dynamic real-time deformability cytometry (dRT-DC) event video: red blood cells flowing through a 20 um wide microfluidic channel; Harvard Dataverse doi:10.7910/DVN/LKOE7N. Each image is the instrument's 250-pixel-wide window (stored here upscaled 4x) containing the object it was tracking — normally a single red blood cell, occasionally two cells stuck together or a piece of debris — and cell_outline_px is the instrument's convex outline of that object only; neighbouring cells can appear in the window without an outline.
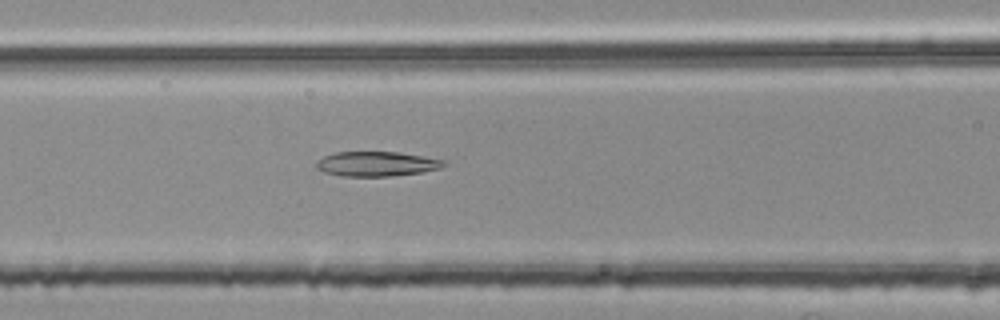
{"species": "common noctule bat (a hibernating species)", "species_latin": "Nyctalus noctula", "temperature_condition": "room temperature", "stored_images_in_passage": 38, "camera_frame_rate_fps": 3000, "um_per_image_px": 0.085, "animal": {"sex": "female", "body_mass_g": 25.1}, "frame": {"image": 1, "passage_image": 6, "time_ms": 1.667, "image_size_px": [1000, 320], "cell_outline_px": [[448, 164], [440, 168], [424, 172], [392, 176], [340, 176], [324, 172], [316, 168], [316, 160], [324, 156], [336, 152], [400, 152], [444, 160]], "centroid_in_image_um": [32.01, 13.93], "position_along_channel_um": 134.6, "area_um2": 18.5}}
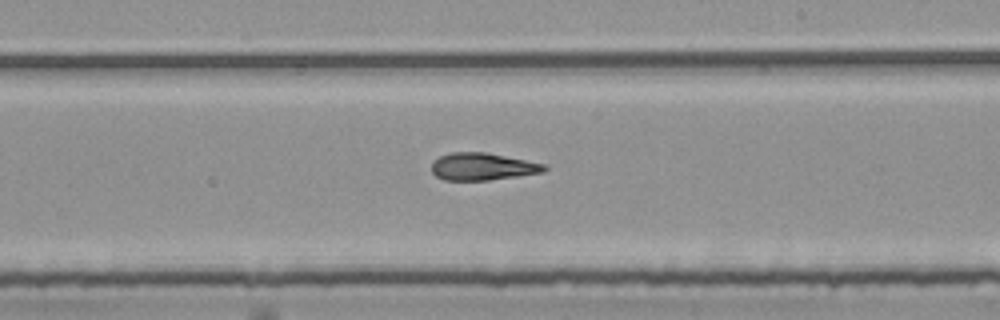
{"frame": {"image": 2, "passage_image": 15, "time_ms": 4.667, "image_size_px": [1000, 320], "cell_outline_px": [[548, 168], [544, 172], [488, 180], [444, 180], [436, 176], [432, 172], [432, 164], [440, 156], [452, 152], [484, 152], [544, 164]], "centroid_in_image_um": [41.0, 14.16], "position_along_channel_um": 248.0, "area_um2": 17.63}}
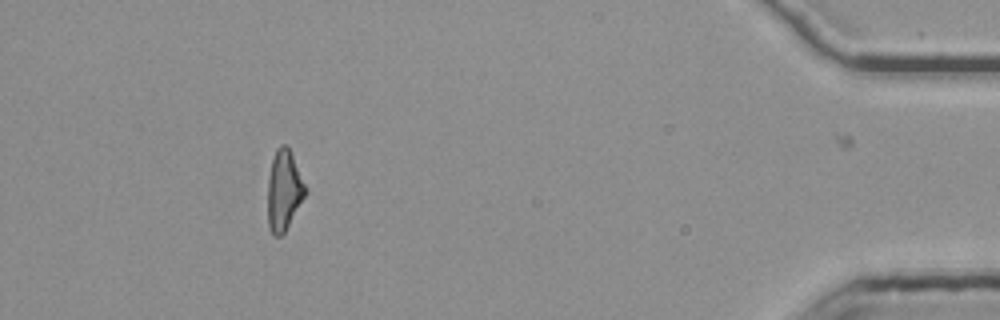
{"frame": {"image": 3, "passage_image": 33, "time_ms": 10.667, "image_size_px": [1000, 320], "cell_outline_px": [[308, 192], [284, 232], [280, 236], [272, 236], [268, 224], [268, 176], [272, 160], [276, 148], [280, 144], [284, 144], [288, 148], [308, 188]], "centroid_in_image_um": [24.14, 16.19], "position_along_channel_um": 411.1, "area_um2": 17.63}, "authors_computed_cell_mechanics": {"area_um2": 18.0625, "velocity_mm_per_s": 3.7827, "shape_relaxation_time_tau1_ms": null, "shape_relaxation_time_tau2_ms": 3.1568, "deformation_change_tau1": null, "deformation_change_tau2": 0.1253}}